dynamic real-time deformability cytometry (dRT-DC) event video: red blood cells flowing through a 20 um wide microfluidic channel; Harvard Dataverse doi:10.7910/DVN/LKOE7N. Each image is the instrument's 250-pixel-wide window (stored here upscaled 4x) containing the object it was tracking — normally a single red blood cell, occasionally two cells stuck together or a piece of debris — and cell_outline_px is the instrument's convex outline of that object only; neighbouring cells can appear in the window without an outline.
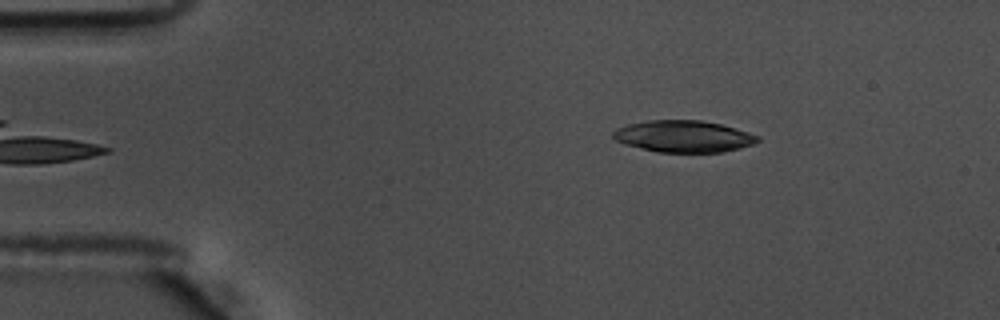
{"species": "common noctule bat (a hibernating species)", "species_latin": "Nyctalus noctula", "temperature_condition": "warm", "stored_images_in_passage": 48, "camera_frame_rate_fps": 3000, "um_per_image_px": 0.085, "animal": {"sex": "male", "body_mass_g": 17.5, "forearm_length_mm": 52.3}, "frame": {"image": 1, "passage_image": 2, "time_ms": 0.333, "image_size_px": [1000, 320], "cell_outline_px": [[760, 140], [752, 144], [740, 148], [724, 152], [656, 152], [624, 144], [616, 140], [612, 136], [612, 132], [616, 128], [628, 124], [648, 120], [700, 120], [720, 124], [748, 132], [760, 136]], "centroid_in_image_um": [58.08, 11.59], "position_along_channel_um": 26.9, "area_um2": 26.76}}
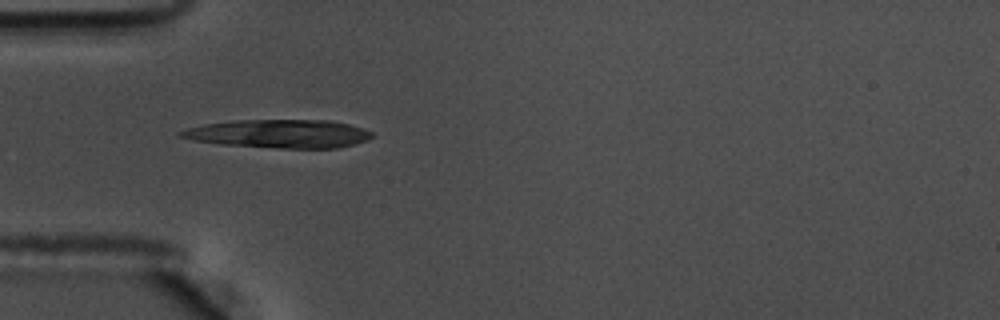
{"frame": {"image": 2, "passage_image": 10, "time_ms": 3.0, "image_size_px": [1000, 320], "cell_outline_px": [[372, 136], [368, 140], [356, 144], [336, 148], [276, 148], [220, 144], [196, 140], [176, 136], [176, 132], [188, 128], [204, 124], [236, 120], [328, 120], [348, 124], [372, 132]], "centroid_in_image_um": [23.7, 11.37], "position_along_channel_um": 61.3, "area_um2": 31.56}}
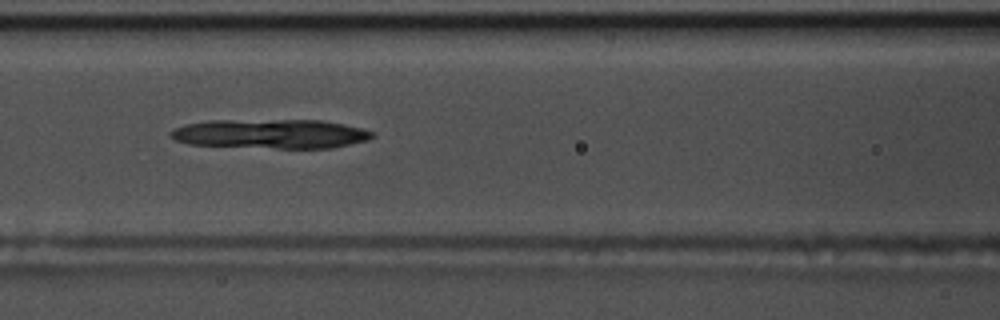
{"frame": {"image": 3, "passage_image": 17, "time_ms": 5.333, "image_size_px": [1000, 320], "cell_outline_px": [[376, 136], [368, 140], [332, 148], [276, 148], [188, 144], [176, 140], [172, 136], [172, 132], [176, 128], [184, 124], [208, 120], [320, 120], [344, 124], [376, 132]], "centroid_in_image_um": [23.07, 11.37], "position_along_channel_um": 143.5, "area_um2": 34.39}}